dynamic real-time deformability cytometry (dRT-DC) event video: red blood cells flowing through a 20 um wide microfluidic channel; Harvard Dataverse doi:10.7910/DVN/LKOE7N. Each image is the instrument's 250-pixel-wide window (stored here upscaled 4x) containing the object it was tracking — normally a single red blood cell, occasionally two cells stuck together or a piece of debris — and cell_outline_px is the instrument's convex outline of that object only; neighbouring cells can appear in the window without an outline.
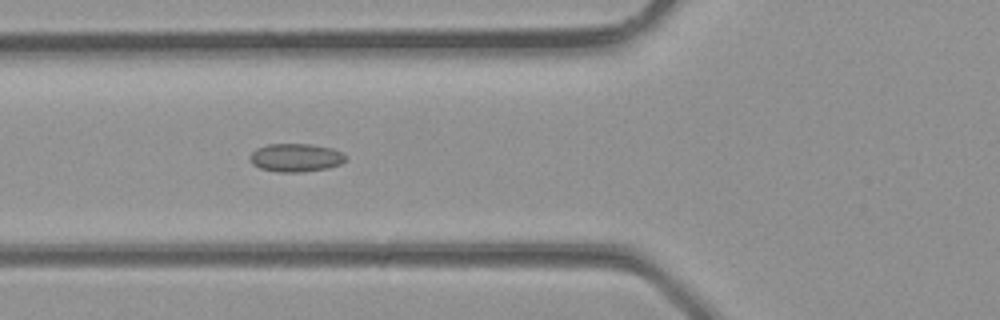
{"species": "common noctule bat (a hibernating species)", "species_latin": "Nyctalus noctula", "temperature_condition": "room temperature", "stored_images_in_passage": 7, "camera_frame_rate_fps": 3000, "um_per_image_px": 0.085, "animal": {"sex": "male", "body_mass_g": 23.1, "forearm_length_mm": 52.7}, "frame": {"image": 1, "passage_image": 5, "time_ms": 1.333, "image_size_px": [1000, 320], "cell_outline_px": [[348, 160], [340, 164], [328, 168], [300, 172], [280, 172], [260, 168], [252, 164], [248, 156], [256, 148], [268, 144], [312, 144], [332, 148], [348, 156]], "centroid_in_image_um": [25.15, 13.39], "position_along_channel_um": 100.6, "area_um2": 15.9}}